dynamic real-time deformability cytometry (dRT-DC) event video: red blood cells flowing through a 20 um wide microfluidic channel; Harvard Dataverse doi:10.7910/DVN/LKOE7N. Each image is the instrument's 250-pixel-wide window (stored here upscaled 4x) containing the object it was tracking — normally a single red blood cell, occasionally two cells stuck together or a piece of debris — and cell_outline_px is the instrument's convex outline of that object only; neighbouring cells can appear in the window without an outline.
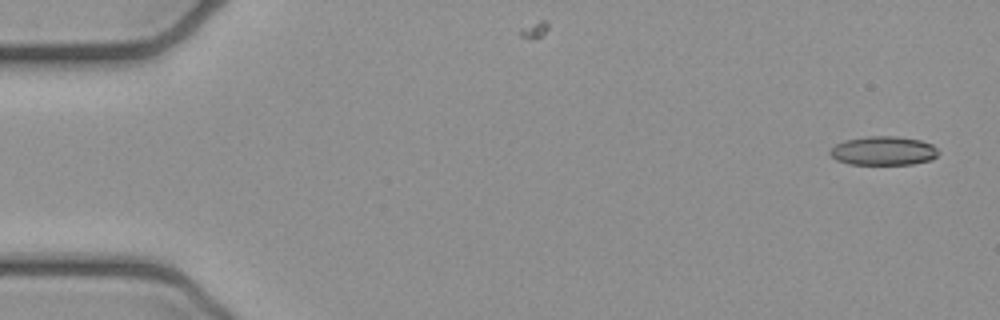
{"species": "common noctule bat (a hibernating species)", "species_latin": "Nyctalus noctula", "temperature_condition": "cold", "stored_images_in_passage": 7, "camera_frame_rate_fps": 3000, "um_per_image_px": 0.085, "animal": {"sex": "female", "body_mass_g": 21.9}, "frame": {"image": 1, "passage_image": 1, "time_ms": 0.0, "image_size_px": [1000, 320], "cell_outline_px": [[940, 152], [932, 160], [912, 164], [848, 164], [836, 160], [828, 152], [836, 144], [844, 140], [868, 136], [896, 136], [920, 140], [932, 144]], "centroid_in_image_um": [75.09, 12.82], "position_along_channel_um": 9.9, "area_um2": 18.32}}
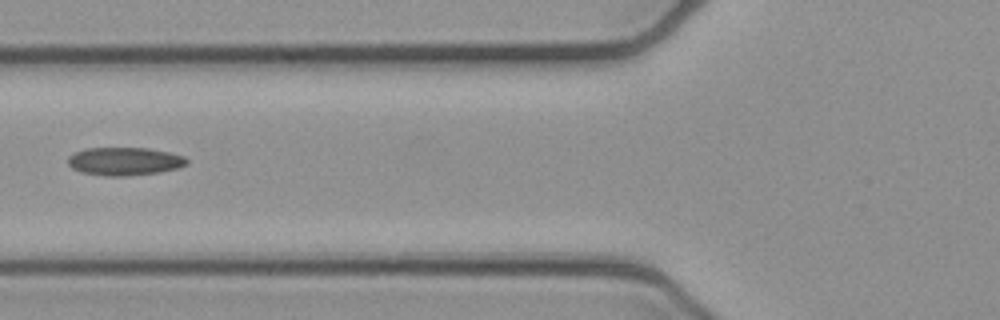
{"frame": {"image": 2, "passage_image": 6, "time_ms": 1.667, "image_size_px": [1000, 320], "cell_outline_px": [[188, 164], [176, 168], [156, 172], [124, 176], [104, 176], [80, 172], [72, 168], [68, 164], [68, 156], [72, 152], [84, 148], [148, 148], [168, 152], [184, 156], [188, 160]], "centroid_in_image_um": [10.52, 13.7], "position_along_channel_um": 115.3, "area_um2": 19.48}}
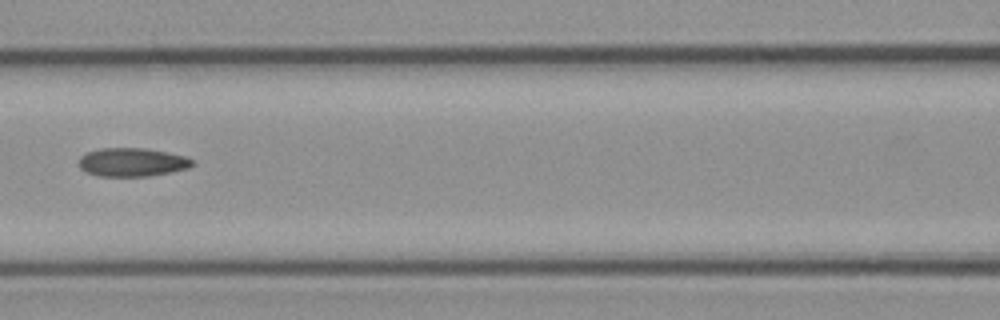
{"frame": {"image": 3, "passage_image": 7, "time_ms": 2.0, "image_size_px": [1000, 320], "cell_outline_px": [[196, 164], [188, 168], [172, 172], [148, 176], [100, 176], [88, 172], [80, 168], [80, 156], [88, 152], [100, 148], [144, 148], [188, 156], [196, 160]], "centroid_in_image_um": [11.31, 13.78], "position_along_channel_um": 155.3, "area_um2": 18.96}}